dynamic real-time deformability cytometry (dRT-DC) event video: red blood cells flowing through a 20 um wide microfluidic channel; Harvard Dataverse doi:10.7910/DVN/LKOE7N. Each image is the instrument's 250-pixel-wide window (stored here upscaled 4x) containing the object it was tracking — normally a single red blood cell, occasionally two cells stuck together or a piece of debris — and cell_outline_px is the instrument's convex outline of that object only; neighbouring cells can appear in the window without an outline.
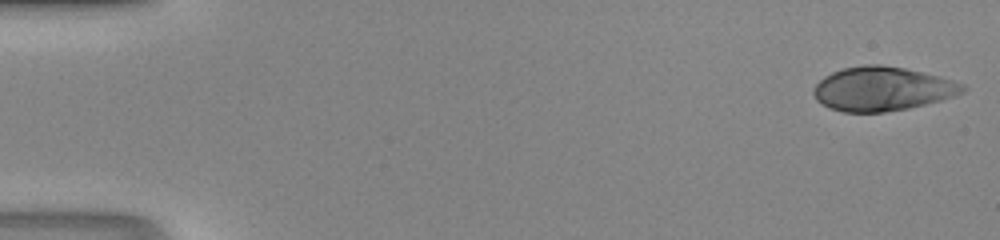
{"species": "human", "species_latin": "Homo sapiens", "temperature_condition": "room temperature", "stored_images_in_passage": 47, "camera_frame_rate_fps": 3000, "um_per_image_px": 0.085, "donor": {"sex": "male"}, "frame": {"image": 1, "passage_image": 1, "time_ms": 0.0, "image_size_px": [1000, 240], "cell_outline_px": [[968, 88], [964, 92], [956, 96], [908, 108], [884, 112], [844, 112], [828, 108], [820, 104], [816, 100], [812, 92], [812, 88], [824, 76], [832, 72], [844, 68], [864, 64], [880, 64], [904, 68], [952, 80], [964, 84]], "centroid_in_image_um": [74.96, 7.55], "position_along_channel_um": 10.0, "area_um2": 38.32}}
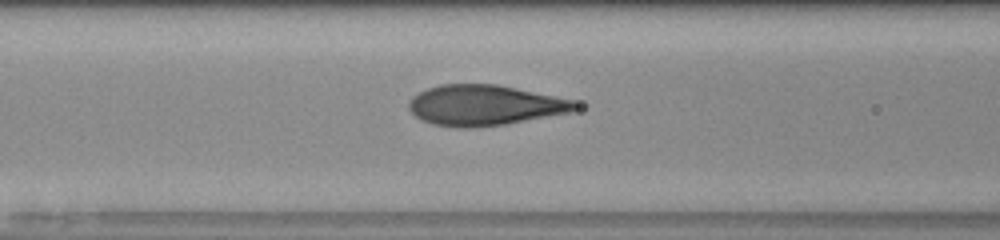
{"frame": {"image": 2, "passage_image": 20, "time_ms": 6.333, "image_size_px": [1000, 240], "cell_outline_px": [[584, 108], [576, 112], [504, 124], [468, 128], [460, 128], [432, 124], [420, 120], [408, 108], [408, 100], [412, 96], [428, 88], [440, 84], [496, 84], [576, 100], [584, 104]], "centroid_in_image_um": [41.29, 8.95], "position_along_channel_um": 125.3, "area_um2": 39.88}}
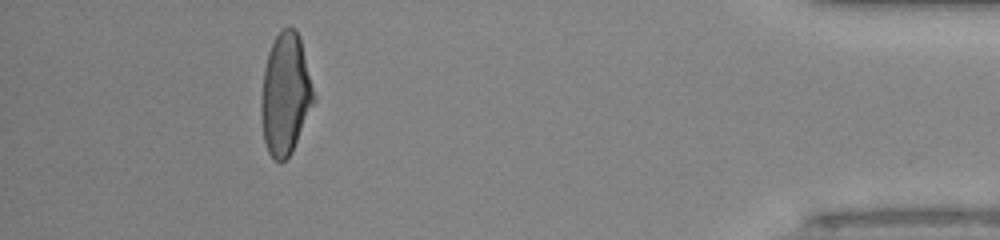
{"frame": {"image": 3, "passage_image": 43, "time_ms": 14.0, "image_size_px": [1000, 240], "cell_outline_px": [[316, 100], [292, 152], [280, 164], [268, 152], [264, 140], [260, 116], [260, 100], [264, 68], [268, 52], [276, 36], [284, 28], [296, 28], [300, 36], [316, 96]], "centroid_in_image_um": [24.27, 8.01], "position_along_channel_um": 410.9, "area_um2": 37.63}}